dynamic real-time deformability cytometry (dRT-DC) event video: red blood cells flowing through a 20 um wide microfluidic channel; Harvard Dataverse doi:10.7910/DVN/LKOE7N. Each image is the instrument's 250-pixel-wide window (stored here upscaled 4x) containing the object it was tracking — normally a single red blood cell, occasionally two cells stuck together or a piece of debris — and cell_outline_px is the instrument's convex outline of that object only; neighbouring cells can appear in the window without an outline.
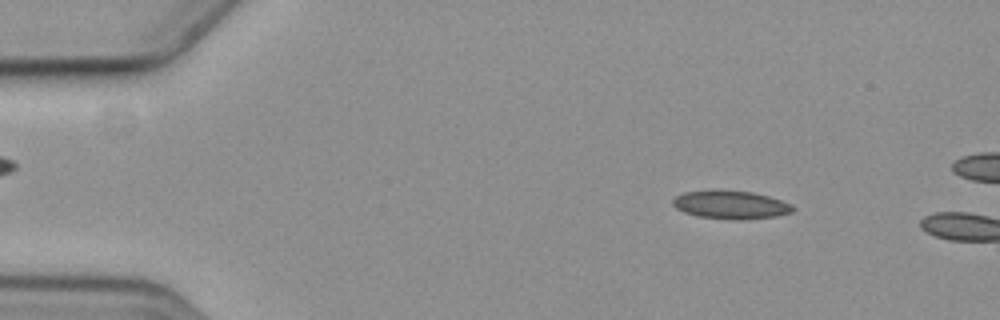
{"species": "common noctule bat (a hibernating species)", "species_latin": "Nyctalus noctula", "temperature_condition": "cold", "stored_images_in_passage": 2, "camera_frame_rate_fps": 3000, "um_per_image_px": 0.085, "animal": {"sex": "female", "body_mass_g": 19.3, "forearm_length_mm": 54.1}, "frame": {"image": 1, "passage_image": 1, "time_ms": 0.0, "image_size_px": [1000, 320], "cell_outline_px": [[796, 208], [792, 212], [776, 216], [744, 220], [728, 220], [696, 216], [684, 212], [676, 208], [672, 204], [672, 200], [676, 196], [684, 192], [752, 192], [768, 196], [792, 204]], "centroid_in_image_um": [62.14, 17.45], "position_along_channel_um": 22.9, "area_um2": 19.36}}